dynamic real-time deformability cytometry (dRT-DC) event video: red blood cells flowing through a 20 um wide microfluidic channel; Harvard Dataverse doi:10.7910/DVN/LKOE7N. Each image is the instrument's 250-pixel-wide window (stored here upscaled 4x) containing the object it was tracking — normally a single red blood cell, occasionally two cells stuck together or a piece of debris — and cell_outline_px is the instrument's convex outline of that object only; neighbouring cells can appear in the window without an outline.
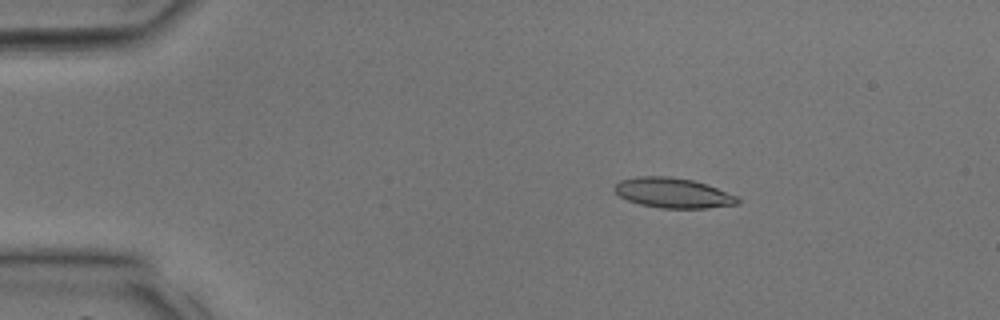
{"species": "common noctule bat (a hibernating species)", "species_latin": "Nyctalus noctula", "temperature_condition": "room temperature", "stored_images_in_passage": 37, "camera_frame_rate_fps": 3000, "um_per_image_px": 0.085, "animal": {"sex": "male", "body_mass_g": 17.9, "forearm_length_mm": 54.2}, "frame": {"image": 1, "passage_image": 6, "time_ms": 1.667, "image_size_px": [1000, 320], "cell_outline_px": [[740, 204], [708, 208], [660, 208], [640, 204], [628, 200], [620, 196], [612, 188], [620, 180], [636, 176], [668, 176], [692, 180], [708, 184], [736, 196], [740, 200]], "centroid_in_image_um": [57.21, 16.39], "position_along_channel_um": 27.8, "area_um2": 21.62}}
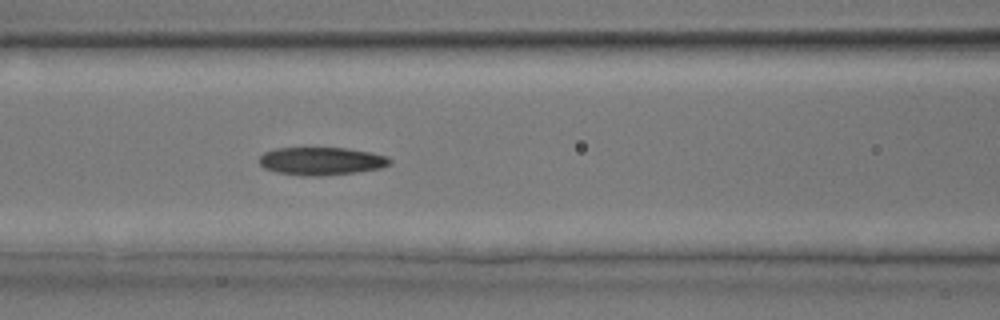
{"frame": {"image": 2, "passage_image": 16, "time_ms": 5.0, "image_size_px": [1000, 320], "cell_outline_px": [[392, 164], [380, 168], [356, 172], [320, 176], [304, 176], [276, 172], [264, 168], [260, 164], [260, 156], [264, 152], [276, 148], [348, 148], [388, 156], [392, 160]], "centroid_in_image_um": [27.33, 13.69], "position_along_channel_um": 139.3, "area_um2": 21.27}}
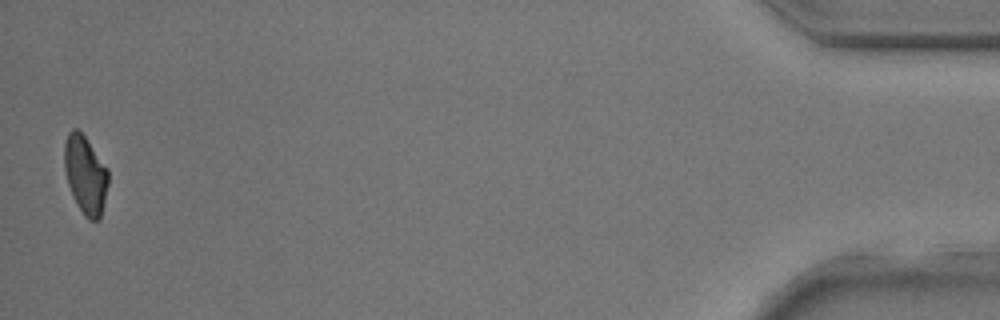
{"frame": {"image": 3, "passage_image": 37, "time_ms": 12.0, "image_size_px": [1000, 320], "cell_outline_px": [[108, 184], [100, 220], [88, 220], [84, 216], [72, 196], [68, 184], [64, 168], [64, 144], [68, 132], [72, 128], [76, 128], [84, 136], [108, 168]], "centroid_in_image_um": [7.25, 14.86], "position_along_channel_um": 427.9, "area_um2": 20.06}}